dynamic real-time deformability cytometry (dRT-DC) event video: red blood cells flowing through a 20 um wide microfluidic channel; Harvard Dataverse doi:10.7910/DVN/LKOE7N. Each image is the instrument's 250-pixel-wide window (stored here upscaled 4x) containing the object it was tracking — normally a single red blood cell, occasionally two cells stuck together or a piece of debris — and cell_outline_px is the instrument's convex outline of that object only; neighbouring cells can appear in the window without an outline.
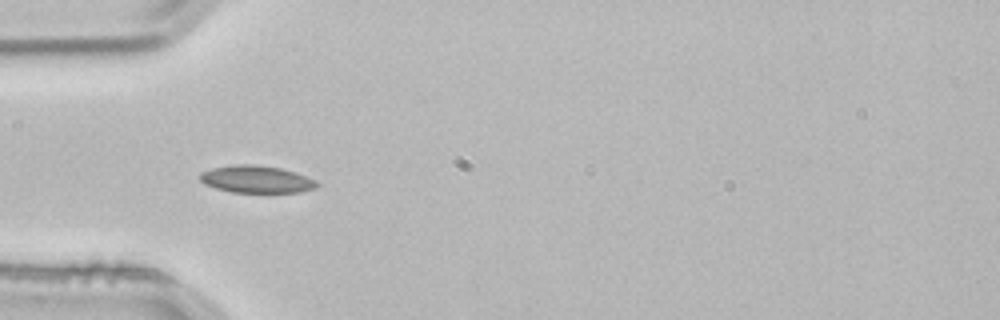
{"species": "common noctule bat (a hibernating species)", "species_latin": "Nyctalus noctula", "temperature_condition": "room temperature", "stored_images_in_passage": 41, "camera_frame_rate_fps": 3000, "um_per_image_px": 0.085, "animal": {"sex": "male", "body_mass_g": 21.5, "forearm_length_mm": 52.0}, "frame": {"image": 1, "passage_image": 7, "time_ms": 2.0, "image_size_px": [1000, 320], "cell_outline_px": [[320, 184], [316, 188], [300, 192], [232, 192], [216, 188], [204, 184], [200, 180], [200, 172], [212, 168], [232, 164], [252, 164], [280, 168], [296, 172], [316, 180]], "centroid_in_image_um": [21.8, 15.23], "position_along_channel_um": 63.2, "area_um2": 18.67}}
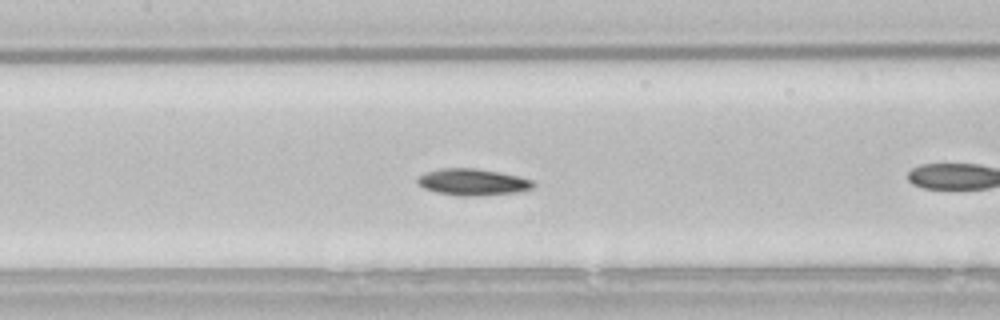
{"frame": {"image": 2, "passage_image": 12, "time_ms": 3.667, "image_size_px": [1000, 320], "cell_outline_px": [[536, 184], [532, 188], [516, 192], [480, 196], [464, 196], [436, 192], [424, 188], [416, 184], [416, 176], [424, 172], [440, 168], [476, 168], [500, 172], [520, 176], [532, 180]], "centroid_in_image_um": [40.14, 15.46], "position_along_channel_um": 167.3, "area_um2": 18.21}, "authors_computed_cell_mechanics": {"area_um2": 17.2244, "velocity_mm_per_s": 3.8126, "shape_relaxation_time_tau1_ms": 4.0358, "shape_relaxation_time_tau2_ms": null, "deformation_change_tau1": 0.084, "deformation_change_tau2": null}}